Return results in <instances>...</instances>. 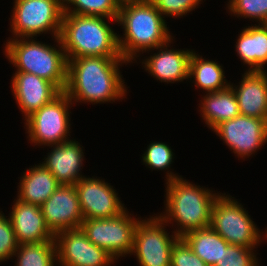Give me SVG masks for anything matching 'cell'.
Instances as JSON below:
<instances>
[{
	"label": "cell",
	"instance_id": "cell-1",
	"mask_svg": "<svg viewBox=\"0 0 267 266\" xmlns=\"http://www.w3.org/2000/svg\"><path fill=\"white\" fill-rule=\"evenodd\" d=\"M122 57L83 56L68 60L64 92L73 104H106L126 98L127 85L120 67L128 65Z\"/></svg>",
	"mask_w": 267,
	"mask_h": 266
},
{
	"label": "cell",
	"instance_id": "cell-2",
	"mask_svg": "<svg viewBox=\"0 0 267 266\" xmlns=\"http://www.w3.org/2000/svg\"><path fill=\"white\" fill-rule=\"evenodd\" d=\"M166 23L150 0L121 6L117 24L124 32L118 35L122 58L131 64L137 63L141 54L170 41L173 33Z\"/></svg>",
	"mask_w": 267,
	"mask_h": 266
},
{
	"label": "cell",
	"instance_id": "cell-3",
	"mask_svg": "<svg viewBox=\"0 0 267 266\" xmlns=\"http://www.w3.org/2000/svg\"><path fill=\"white\" fill-rule=\"evenodd\" d=\"M165 184L164 212L158 216L168 227L174 225L176 235L182 237L189 231L210 227L213 204L221 192L193 184L183 176Z\"/></svg>",
	"mask_w": 267,
	"mask_h": 266
},
{
	"label": "cell",
	"instance_id": "cell-4",
	"mask_svg": "<svg viewBox=\"0 0 267 266\" xmlns=\"http://www.w3.org/2000/svg\"><path fill=\"white\" fill-rule=\"evenodd\" d=\"M109 22L117 19L64 13L60 40L67 60L83 56L122 57L118 35Z\"/></svg>",
	"mask_w": 267,
	"mask_h": 266
},
{
	"label": "cell",
	"instance_id": "cell-5",
	"mask_svg": "<svg viewBox=\"0 0 267 266\" xmlns=\"http://www.w3.org/2000/svg\"><path fill=\"white\" fill-rule=\"evenodd\" d=\"M54 45L37 38H8L3 43L5 58L16 68L15 72L35 74L54 83L61 91L67 84L68 60L59 37ZM56 45V46H55Z\"/></svg>",
	"mask_w": 267,
	"mask_h": 266
},
{
	"label": "cell",
	"instance_id": "cell-6",
	"mask_svg": "<svg viewBox=\"0 0 267 266\" xmlns=\"http://www.w3.org/2000/svg\"><path fill=\"white\" fill-rule=\"evenodd\" d=\"M229 193H221L213 204L210 227L229 244L256 249L267 240L242 203ZM263 240V241H262Z\"/></svg>",
	"mask_w": 267,
	"mask_h": 266
},
{
	"label": "cell",
	"instance_id": "cell-7",
	"mask_svg": "<svg viewBox=\"0 0 267 266\" xmlns=\"http://www.w3.org/2000/svg\"><path fill=\"white\" fill-rule=\"evenodd\" d=\"M9 38L59 37L64 15L63 0H13Z\"/></svg>",
	"mask_w": 267,
	"mask_h": 266
},
{
	"label": "cell",
	"instance_id": "cell-8",
	"mask_svg": "<svg viewBox=\"0 0 267 266\" xmlns=\"http://www.w3.org/2000/svg\"><path fill=\"white\" fill-rule=\"evenodd\" d=\"M74 106L62 91L49 103L33 112L24 121L25 133L34 147L58 145L70 139L71 107Z\"/></svg>",
	"mask_w": 267,
	"mask_h": 266
},
{
	"label": "cell",
	"instance_id": "cell-9",
	"mask_svg": "<svg viewBox=\"0 0 267 266\" xmlns=\"http://www.w3.org/2000/svg\"><path fill=\"white\" fill-rule=\"evenodd\" d=\"M140 219L126 209L109 219H84L80 228L90 242L103 248L117 262L120 257L131 256L135 230Z\"/></svg>",
	"mask_w": 267,
	"mask_h": 266
},
{
	"label": "cell",
	"instance_id": "cell-10",
	"mask_svg": "<svg viewBox=\"0 0 267 266\" xmlns=\"http://www.w3.org/2000/svg\"><path fill=\"white\" fill-rule=\"evenodd\" d=\"M167 226L155 213L138 221L131 255L140 266H170L173 245L180 237L174 231L170 235Z\"/></svg>",
	"mask_w": 267,
	"mask_h": 266
},
{
	"label": "cell",
	"instance_id": "cell-11",
	"mask_svg": "<svg viewBox=\"0 0 267 266\" xmlns=\"http://www.w3.org/2000/svg\"><path fill=\"white\" fill-rule=\"evenodd\" d=\"M213 132L237 158L253 157L267 142V121L238 115L220 123Z\"/></svg>",
	"mask_w": 267,
	"mask_h": 266
},
{
	"label": "cell",
	"instance_id": "cell-12",
	"mask_svg": "<svg viewBox=\"0 0 267 266\" xmlns=\"http://www.w3.org/2000/svg\"><path fill=\"white\" fill-rule=\"evenodd\" d=\"M84 219H109L120 215L127 207L110 183L100 177H83L75 185Z\"/></svg>",
	"mask_w": 267,
	"mask_h": 266
},
{
	"label": "cell",
	"instance_id": "cell-13",
	"mask_svg": "<svg viewBox=\"0 0 267 266\" xmlns=\"http://www.w3.org/2000/svg\"><path fill=\"white\" fill-rule=\"evenodd\" d=\"M58 266H112L115 259L89 241L85 233L70 229L54 236Z\"/></svg>",
	"mask_w": 267,
	"mask_h": 266
},
{
	"label": "cell",
	"instance_id": "cell-14",
	"mask_svg": "<svg viewBox=\"0 0 267 266\" xmlns=\"http://www.w3.org/2000/svg\"><path fill=\"white\" fill-rule=\"evenodd\" d=\"M174 38L175 36L166 44L147 51L148 54L154 50L157 53H151L148 57L144 56L145 59L140 61L145 71L161 83L173 84L189 79V64L194 49H174L173 45L171 46L174 44Z\"/></svg>",
	"mask_w": 267,
	"mask_h": 266
},
{
	"label": "cell",
	"instance_id": "cell-15",
	"mask_svg": "<svg viewBox=\"0 0 267 266\" xmlns=\"http://www.w3.org/2000/svg\"><path fill=\"white\" fill-rule=\"evenodd\" d=\"M40 208L45 224L54 236L65 230L80 228L84 220L74 185H60Z\"/></svg>",
	"mask_w": 267,
	"mask_h": 266
},
{
	"label": "cell",
	"instance_id": "cell-16",
	"mask_svg": "<svg viewBox=\"0 0 267 266\" xmlns=\"http://www.w3.org/2000/svg\"><path fill=\"white\" fill-rule=\"evenodd\" d=\"M12 75L11 92L24 116L23 120L62 92L54 83L35 74L13 72Z\"/></svg>",
	"mask_w": 267,
	"mask_h": 266
},
{
	"label": "cell",
	"instance_id": "cell-17",
	"mask_svg": "<svg viewBox=\"0 0 267 266\" xmlns=\"http://www.w3.org/2000/svg\"><path fill=\"white\" fill-rule=\"evenodd\" d=\"M52 149L43 159L44 165L61 185H75L81 178L84 152L83 146L75 139L58 145L48 146Z\"/></svg>",
	"mask_w": 267,
	"mask_h": 266
},
{
	"label": "cell",
	"instance_id": "cell-18",
	"mask_svg": "<svg viewBox=\"0 0 267 266\" xmlns=\"http://www.w3.org/2000/svg\"><path fill=\"white\" fill-rule=\"evenodd\" d=\"M8 214L18 245L55 241L47 228L40 206L15 199Z\"/></svg>",
	"mask_w": 267,
	"mask_h": 266
},
{
	"label": "cell",
	"instance_id": "cell-19",
	"mask_svg": "<svg viewBox=\"0 0 267 266\" xmlns=\"http://www.w3.org/2000/svg\"><path fill=\"white\" fill-rule=\"evenodd\" d=\"M238 83H230V86L235 93L240 115L267 121V70H246Z\"/></svg>",
	"mask_w": 267,
	"mask_h": 266
},
{
	"label": "cell",
	"instance_id": "cell-20",
	"mask_svg": "<svg viewBox=\"0 0 267 266\" xmlns=\"http://www.w3.org/2000/svg\"><path fill=\"white\" fill-rule=\"evenodd\" d=\"M235 51L247 71H266L267 24L245 26L238 34Z\"/></svg>",
	"mask_w": 267,
	"mask_h": 266
},
{
	"label": "cell",
	"instance_id": "cell-21",
	"mask_svg": "<svg viewBox=\"0 0 267 266\" xmlns=\"http://www.w3.org/2000/svg\"><path fill=\"white\" fill-rule=\"evenodd\" d=\"M30 167L20 177L16 198L28 204L41 206L61 184L42 163Z\"/></svg>",
	"mask_w": 267,
	"mask_h": 266
},
{
	"label": "cell",
	"instance_id": "cell-22",
	"mask_svg": "<svg viewBox=\"0 0 267 266\" xmlns=\"http://www.w3.org/2000/svg\"><path fill=\"white\" fill-rule=\"evenodd\" d=\"M200 116L210 130L220 123L240 115L235 93L231 86L217 92L204 93L199 102Z\"/></svg>",
	"mask_w": 267,
	"mask_h": 266
},
{
	"label": "cell",
	"instance_id": "cell-23",
	"mask_svg": "<svg viewBox=\"0 0 267 266\" xmlns=\"http://www.w3.org/2000/svg\"><path fill=\"white\" fill-rule=\"evenodd\" d=\"M197 51H193L189 64L190 82L194 83L196 89L203 90L204 93L217 92L230 86L231 81L225 78V71L222 64L217 61L203 58ZM208 59V60H206ZM193 79V80H192Z\"/></svg>",
	"mask_w": 267,
	"mask_h": 266
},
{
	"label": "cell",
	"instance_id": "cell-24",
	"mask_svg": "<svg viewBox=\"0 0 267 266\" xmlns=\"http://www.w3.org/2000/svg\"><path fill=\"white\" fill-rule=\"evenodd\" d=\"M181 238L208 266H214L220 259L223 250L230 245L211 227L189 231Z\"/></svg>",
	"mask_w": 267,
	"mask_h": 266
},
{
	"label": "cell",
	"instance_id": "cell-25",
	"mask_svg": "<svg viewBox=\"0 0 267 266\" xmlns=\"http://www.w3.org/2000/svg\"><path fill=\"white\" fill-rule=\"evenodd\" d=\"M16 257V258H15ZM14 266H57V250L55 241L20 244L12 260Z\"/></svg>",
	"mask_w": 267,
	"mask_h": 266
},
{
	"label": "cell",
	"instance_id": "cell-26",
	"mask_svg": "<svg viewBox=\"0 0 267 266\" xmlns=\"http://www.w3.org/2000/svg\"><path fill=\"white\" fill-rule=\"evenodd\" d=\"M141 156L143 165L150 168L152 171L167 170L165 172L166 182L182 177L181 175H178V173L170 171L172 170L171 165L174 162L175 154L173 153V149H171L165 142L150 141L149 145H147V149Z\"/></svg>",
	"mask_w": 267,
	"mask_h": 266
},
{
	"label": "cell",
	"instance_id": "cell-27",
	"mask_svg": "<svg viewBox=\"0 0 267 266\" xmlns=\"http://www.w3.org/2000/svg\"><path fill=\"white\" fill-rule=\"evenodd\" d=\"M64 13L118 19L120 7L115 0H63Z\"/></svg>",
	"mask_w": 267,
	"mask_h": 266
},
{
	"label": "cell",
	"instance_id": "cell-28",
	"mask_svg": "<svg viewBox=\"0 0 267 266\" xmlns=\"http://www.w3.org/2000/svg\"><path fill=\"white\" fill-rule=\"evenodd\" d=\"M226 4L227 12L238 19L267 24V0H229Z\"/></svg>",
	"mask_w": 267,
	"mask_h": 266
},
{
	"label": "cell",
	"instance_id": "cell-29",
	"mask_svg": "<svg viewBox=\"0 0 267 266\" xmlns=\"http://www.w3.org/2000/svg\"><path fill=\"white\" fill-rule=\"evenodd\" d=\"M256 250L253 248L229 245L214 266H259Z\"/></svg>",
	"mask_w": 267,
	"mask_h": 266
},
{
	"label": "cell",
	"instance_id": "cell-30",
	"mask_svg": "<svg viewBox=\"0 0 267 266\" xmlns=\"http://www.w3.org/2000/svg\"><path fill=\"white\" fill-rule=\"evenodd\" d=\"M164 18H182L199 8L203 0H150ZM200 4V5H199Z\"/></svg>",
	"mask_w": 267,
	"mask_h": 266
},
{
	"label": "cell",
	"instance_id": "cell-31",
	"mask_svg": "<svg viewBox=\"0 0 267 266\" xmlns=\"http://www.w3.org/2000/svg\"><path fill=\"white\" fill-rule=\"evenodd\" d=\"M18 243L9 216L0 210V263L12 260Z\"/></svg>",
	"mask_w": 267,
	"mask_h": 266
},
{
	"label": "cell",
	"instance_id": "cell-32",
	"mask_svg": "<svg viewBox=\"0 0 267 266\" xmlns=\"http://www.w3.org/2000/svg\"><path fill=\"white\" fill-rule=\"evenodd\" d=\"M170 266H208L180 237L173 245Z\"/></svg>",
	"mask_w": 267,
	"mask_h": 266
},
{
	"label": "cell",
	"instance_id": "cell-33",
	"mask_svg": "<svg viewBox=\"0 0 267 266\" xmlns=\"http://www.w3.org/2000/svg\"><path fill=\"white\" fill-rule=\"evenodd\" d=\"M119 7L128 5V4H134V3H140L147 0H115Z\"/></svg>",
	"mask_w": 267,
	"mask_h": 266
}]
</instances>
